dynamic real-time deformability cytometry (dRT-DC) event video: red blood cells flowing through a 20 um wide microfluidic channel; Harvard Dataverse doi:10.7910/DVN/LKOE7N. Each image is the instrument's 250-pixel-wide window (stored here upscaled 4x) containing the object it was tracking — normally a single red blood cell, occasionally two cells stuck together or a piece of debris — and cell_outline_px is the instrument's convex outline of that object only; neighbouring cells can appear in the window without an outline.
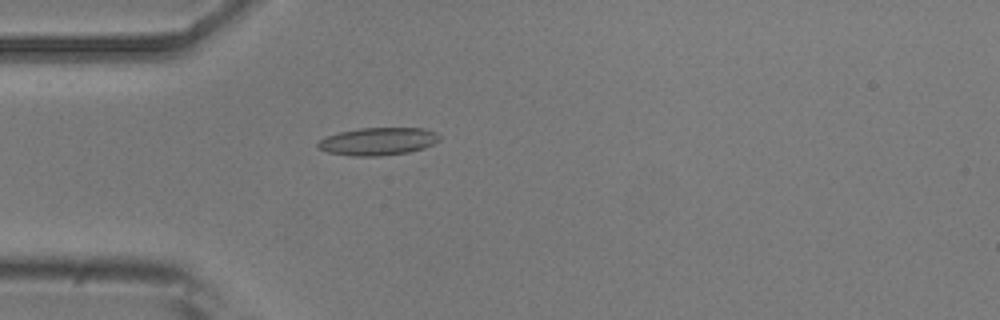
{"species": "common noctule bat (a hibernating species)", "species_latin": "Nyctalus noctula", "temperature_condition": "room temperature", "stored_images_in_passage": 2, "camera_frame_rate_fps": 3000, "um_per_image_px": 0.085, "animal": {"sex": "male", "body_mass_g": 20.5, "forearm_length_mm": 52.5}, "frame": {"image": 1, "passage_image": 2, "time_ms": 1.333, "image_size_px": [1000, 320], "cell_outline_px": [[440, 140], [424, 148], [408, 152], [380, 156], [352, 156], [328, 152], [316, 148], [316, 144], [324, 136], [340, 132], [360, 128], [424, 128], [436, 132], [440, 136]], "centroid_in_image_um": [32.11, 12.01], "position_along_channel_um": 52.9, "area_um2": 19.71}}